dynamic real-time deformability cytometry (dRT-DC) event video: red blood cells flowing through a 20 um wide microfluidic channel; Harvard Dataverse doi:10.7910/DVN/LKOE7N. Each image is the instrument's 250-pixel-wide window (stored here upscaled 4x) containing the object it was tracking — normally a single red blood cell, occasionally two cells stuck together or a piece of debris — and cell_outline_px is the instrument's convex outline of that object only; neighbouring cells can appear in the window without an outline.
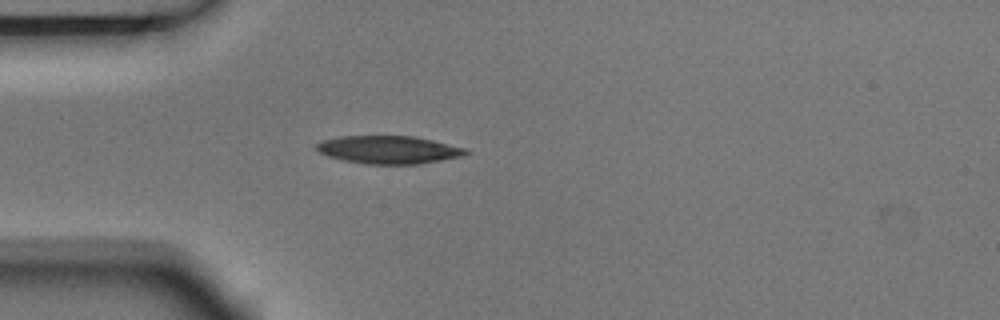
{"species": "Egyptian fruit bat (a non-hibernating species)", "species_latin": "Rousettus aegyptiacus", "temperature_condition": "room temperature", "stored_images_in_passage": 3, "camera_frame_rate_fps": 3000, "um_per_image_px": 0.085, "animal": {"sex": "male"}, "frame": {"image": 1, "passage_image": 3, "time_ms": 0.667, "image_size_px": [1000, 320], "cell_outline_px": [[468, 152], [460, 156], [440, 160], [416, 164], [364, 164], [344, 160], [328, 156], [320, 152], [316, 148], [316, 144], [324, 140], [340, 136], [416, 136], [464, 148]], "centroid_in_image_um": [32.99, 12.72], "position_along_channel_um": 52.0, "area_um2": 23.93}}